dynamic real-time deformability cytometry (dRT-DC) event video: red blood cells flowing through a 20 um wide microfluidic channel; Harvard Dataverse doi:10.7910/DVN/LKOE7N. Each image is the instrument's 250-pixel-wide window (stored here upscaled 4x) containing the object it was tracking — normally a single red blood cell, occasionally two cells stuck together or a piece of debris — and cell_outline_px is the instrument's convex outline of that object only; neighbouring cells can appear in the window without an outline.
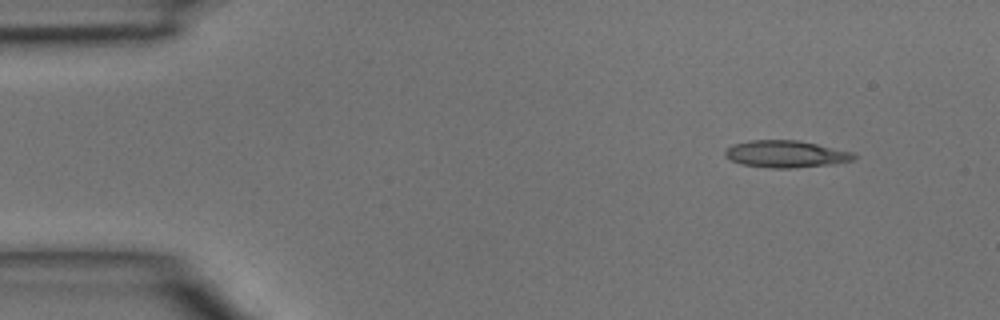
{"species": "common noctule bat (a hibernating species)", "species_latin": "Nyctalus noctula", "temperature_condition": "room temperature", "stored_images_in_passage": 3, "camera_frame_rate_fps": 3000, "um_per_image_px": 0.085, "animal": {"sex": "male", "body_mass_g": 15.6}, "frame": {"image": 1, "passage_image": 1, "time_ms": 0.0, "image_size_px": [1000, 320], "cell_outline_px": [[856, 156], [852, 160], [832, 164], [792, 168], [772, 168], [740, 164], [724, 156], [724, 152], [732, 144], [748, 140], [796, 140], [816, 144], [852, 152]], "centroid_in_image_um": [66.74, 13.09], "position_along_channel_um": 18.3, "area_um2": 20.11}}
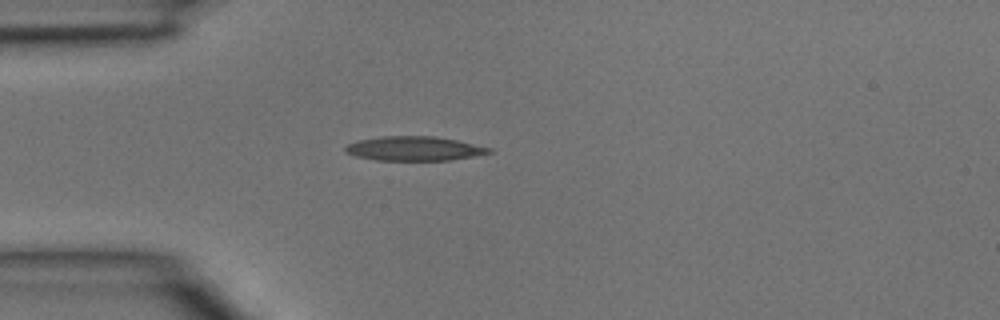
{"frame": {"image": 2, "passage_image": 3, "time_ms": 0.667, "image_size_px": [1000, 320], "cell_outline_px": [[492, 152], [472, 156], [448, 160], [376, 160], [356, 156], [344, 152], [344, 148], [348, 144], [356, 140], [380, 136], [436, 136], [456, 140], [492, 148]], "centroid_in_image_um": [35.15, 12.62], "position_along_channel_um": 49.8, "area_um2": 20.29}}